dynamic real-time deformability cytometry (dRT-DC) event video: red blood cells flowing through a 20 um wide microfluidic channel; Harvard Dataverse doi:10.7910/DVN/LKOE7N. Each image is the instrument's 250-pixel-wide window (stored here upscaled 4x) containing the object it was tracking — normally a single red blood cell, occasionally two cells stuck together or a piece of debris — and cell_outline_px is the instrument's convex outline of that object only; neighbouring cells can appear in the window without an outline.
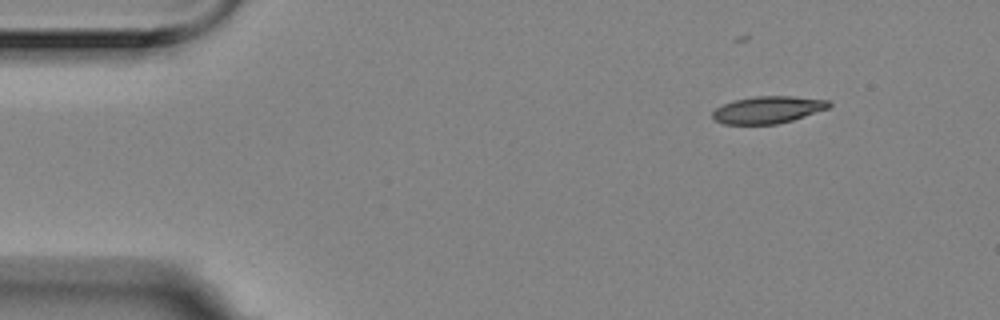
{"species": "Egyptian fruit bat (a non-hibernating species)", "species_latin": "Rousettus aegyptiacus", "temperature_condition": "room temperature", "stored_images_in_passage": 6, "camera_frame_rate_fps": 3000, "um_per_image_px": 0.085, "animal": {"sex": "female"}, "frame": {"image": 1, "passage_image": 1, "time_ms": 0.0, "image_size_px": [1000, 320], "cell_outline_px": [[832, 104], [828, 108], [792, 120], [776, 124], [724, 124], [716, 120], [712, 116], [712, 112], [716, 108], [732, 100], [756, 96], [792, 96], [828, 100]], "centroid_in_image_um": [65.26, 9.32], "position_along_channel_um": 19.7, "area_um2": 18.26}}
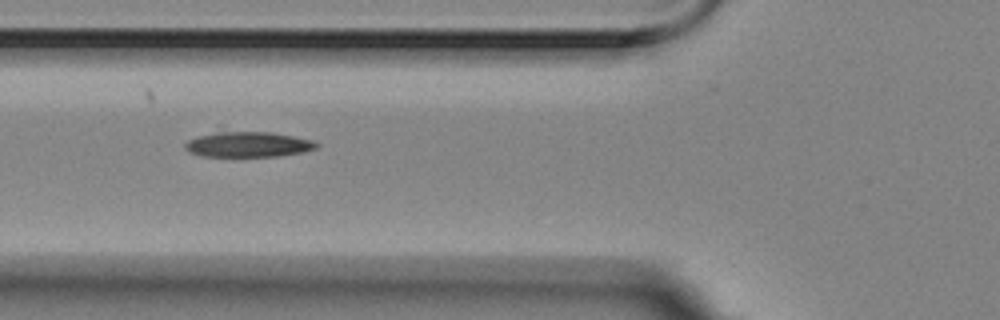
{"frame": {"image": 2, "passage_image": 5, "time_ms": 1.333, "image_size_px": [1000, 320], "cell_outline_px": [[320, 144], [316, 148], [304, 152], [276, 156], [204, 156], [188, 152], [184, 148], [184, 144], [188, 140], [196, 136], [220, 132], [272, 132], [316, 140]], "centroid_in_image_um": [21.13, 12.27], "position_along_channel_um": 104.7, "area_um2": 19.42}}
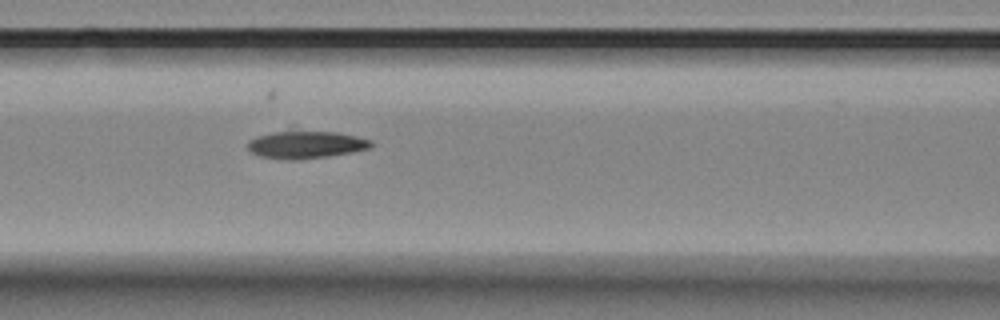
{"frame": {"image": 3, "passage_image": 6, "time_ms": 1.667, "image_size_px": [1000, 320], "cell_outline_px": [[372, 148], [352, 152], [328, 156], [300, 160], [288, 160], [260, 156], [252, 152], [248, 148], [248, 140], [256, 136], [292, 124], [336, 132], [356, 136], [372, 140]], "centroid_in_image_um": [25.95, 12.19], "position_along_channel_um": 140.7, "area_um2": 21.62}}